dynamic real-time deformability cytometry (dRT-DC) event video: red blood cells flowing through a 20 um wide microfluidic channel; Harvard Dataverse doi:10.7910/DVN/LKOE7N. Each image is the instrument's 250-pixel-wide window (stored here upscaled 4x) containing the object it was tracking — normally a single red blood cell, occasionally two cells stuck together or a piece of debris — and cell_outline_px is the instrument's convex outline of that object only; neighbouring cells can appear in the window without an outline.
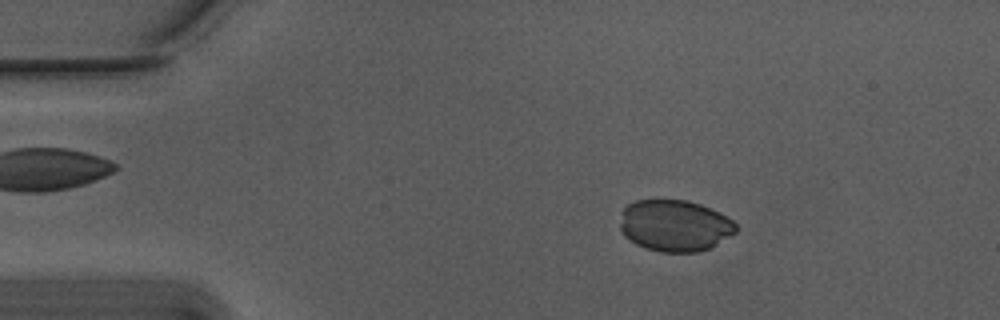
{"species": "Egyptian fruit bat (a non-hibernating species)", "species_latin": "Rousettus aegyptiacus", "temperature_condition": "warm", "stored_images_in_passage": 14, "camera_frame_rate_fps": 3000, "um_per_image_px": 0.085, "animal": {"sex": "male"}, "frame": {"image": 1, "passage_image": 4, "time_ms": 1.0, "image_size_px": [1000, 320], "cell_outline_px": [[736, 232], [716, 244], [708, 248], [696, 252], [660, 252], [644, 248], [636, 244], [624, 236], [620, 228], [620, 224], [624, 208], [628, 204], [636, 200], [688, 200], [700, 204], [732, 220], [736, 224]], "centroid_in_image_um": [57.32, 19.18], "position_along_channel_um": 27.7, "area_um2": 34.51}}